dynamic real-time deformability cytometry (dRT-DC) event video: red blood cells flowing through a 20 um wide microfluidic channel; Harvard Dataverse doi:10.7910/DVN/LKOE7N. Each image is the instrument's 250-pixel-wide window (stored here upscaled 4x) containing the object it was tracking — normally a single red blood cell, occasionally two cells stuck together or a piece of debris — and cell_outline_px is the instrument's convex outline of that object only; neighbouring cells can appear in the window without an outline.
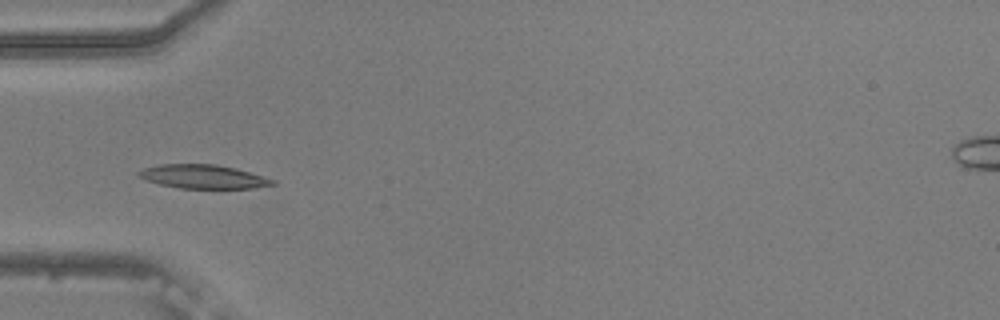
{"species": "common noctule bat (a hibernating species)", "species_latin": "Nyctalus noctula", "temperature_condition": "warm", "stored_images_in_passage": 38, "camera_frame_rate_fps": 3000, "um_per_image_px": 0.085, "animal": {"sex": "male", "body_mass_g": 20.5, "forearm_length_mm": 52.5}, "frame": {"image": 1, "passage_image": 1, "time_ms": 0.0, "image_size_px": [1000, 320], "cell_outline_px": [[276, 184], [252, 188], [180, 188], [160, 184], [148, 180], [140, 176], [136, 172], [144, 168], [160, 164], [216, 164], [236, 168], [276, 180]], "centroid_in_image_um": [17.3, 15.0], "position_along_channel_um": 67.7, "area_um2": 18.38}}
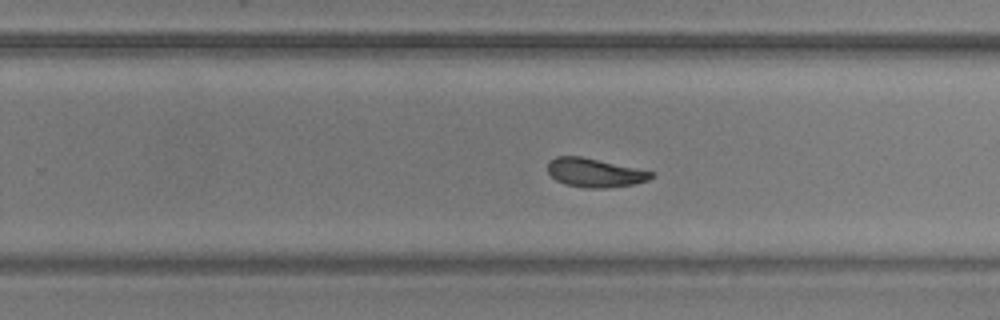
{"frame": {"image": 2, "passage_image": 18, "time_ms": 5.667, "image_size_px": [1000, 320], "cell_outline_px": [[656, 176], [648, 180], [632, 184], [608, 188], [584, 188], [564, 184], [556, 180], [548, 172], [548, 160], [556, 156], [580, 156], [656, 172]], "centroid_in_image_um": [50.56, 14.68], "position_along_channel_um": 279.2, "area_um2": 17.51}}
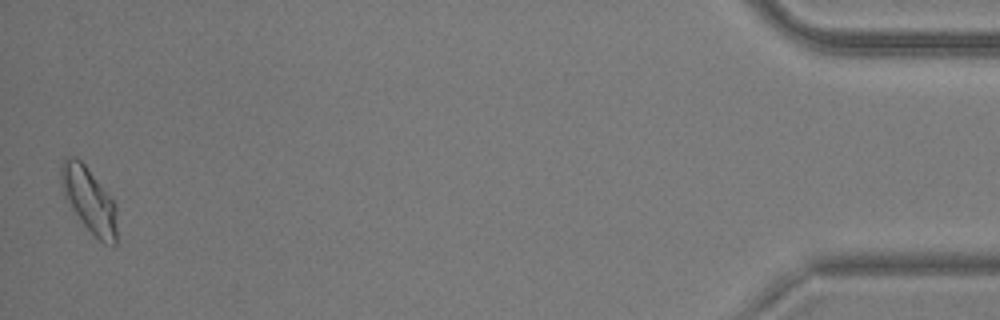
{"frame": {"image": 3, "passage_image": 37, "time_ms": 12.0, "image_size_px": [1000, 320], "cell_outline_px": [[116, 244], [112, 248], [104, 244], [84, 224], [64, 196], [60, 184], [60, 164], [64, 156], [76, 156], [84, 164], [116, 204]], "centroid_in_image_um": [7.56, 16.97], "position_along_channel_um": 427.6, "area_um2": 21.04}, "authors_computed_cell_mechanics": {"area_um2": 18.0914, "velocity_mm_per_s": 3.7318, "shape_relaxation_time_tau1_ms": 4.2116, "shape_relaxation_time_tau2_ms": 4.1341, "deformation_change_tau1": 0.1397, "deformation_change_tau2": 0.0869}}